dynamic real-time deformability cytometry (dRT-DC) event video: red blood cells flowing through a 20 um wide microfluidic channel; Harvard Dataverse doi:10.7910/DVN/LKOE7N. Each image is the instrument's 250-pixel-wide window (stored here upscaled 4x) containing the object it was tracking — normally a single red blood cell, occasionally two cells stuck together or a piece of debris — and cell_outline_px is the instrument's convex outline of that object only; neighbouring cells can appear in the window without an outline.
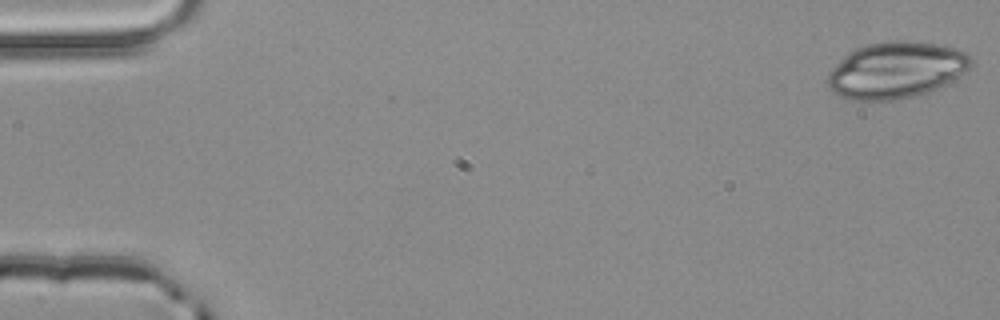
{"species": "common noctule bat (a hibernating species)", "species_latin": "Nyctalus noctula", "temperature_condition": "room temperature", "stored_images_in_passage": 4, "camera_frame_rate_fps": 3000, "um_per_image_px": 0.085, "animal": {"sex": "male", "body_mass_g": 20.4}, "frame": {"image": 1, "passage_image": 1, "time_ms": 0.0, "image_size_px": [1000, 320], "cell_outline_px": [[972, 64], [964, 72], [948, 84], [928, 92], [912, 96], [892, 100], [852, 100], [840, 96], [832, 92], [828, 88], [828, 72], [848, 52], [856, 48], [868, 44], [888, 40], [908, 40], [944, 44], [960, 48], [968, 52], [972, 56]], "centroid_in_image_um": [76.21, 5.93], "position_along_channel_um": 8.8, "area_um2": 47.74}}